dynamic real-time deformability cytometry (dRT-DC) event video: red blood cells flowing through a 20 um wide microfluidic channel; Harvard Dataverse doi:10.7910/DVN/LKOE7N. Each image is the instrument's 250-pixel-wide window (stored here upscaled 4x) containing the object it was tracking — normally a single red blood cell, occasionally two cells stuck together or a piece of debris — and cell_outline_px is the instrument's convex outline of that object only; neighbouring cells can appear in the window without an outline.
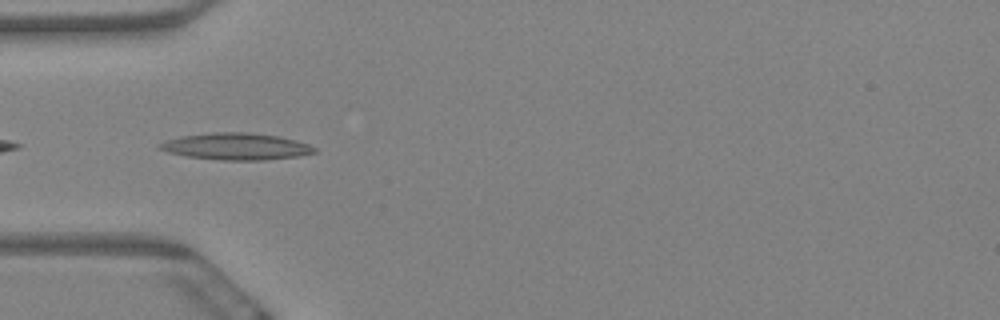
{"species": "Egyptian fruit bat (a non-hibernating species)", "species_latin": "Rousettus aegyptiacus", "temperature_condition": "warm", "stored_images_in_passage": 4, "camera_frame_rate_fps": 3000, "um_per_image_px": 0.085, "animal": {"sex": "female"}, "frame": {"image": 1, "passage_image": 4, "time_ms": 1.0, "image_size_px": [1000, 320], "cell_outline_px": [[316, 152], [300, 156], [264, 160], [224, 160], [188, 156], [168, 152], [156, 148], [156, 144], [180, 136], [212, 132], [248, 132], [280, 136], [296, 140], [308, 144], [316, 148]], "centroid_in_image_um": [20.07, 12.44], "position_along_channel_um": 64.9, "area_um2": 24.22}}